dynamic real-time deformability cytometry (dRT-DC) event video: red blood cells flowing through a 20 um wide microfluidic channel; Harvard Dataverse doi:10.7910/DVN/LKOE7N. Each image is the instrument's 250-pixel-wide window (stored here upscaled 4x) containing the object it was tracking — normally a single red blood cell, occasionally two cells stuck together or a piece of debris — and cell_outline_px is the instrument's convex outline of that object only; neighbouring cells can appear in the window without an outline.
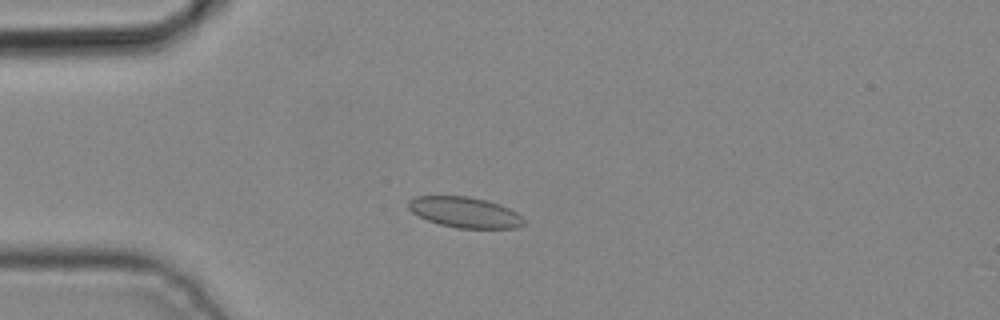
{"species": "common noctule bat (a hibernating species)", "species_latin": "Nyctalus noctula", "temperature_condition": "cold", "stored_images_in_passage": 4, "camera_frame_rate_fps": 3000, "um_per_image_px": 0.085, "animal": {"sex": "male", "body_mass_g": 19.2, "forearm_length_mm": 51.8}, "frame": {"image": 1, "passage_image": 3, "time_ms": 0.667, "image_size_px": [1000, 320], "cell_outline_px": [[524, 224], [516, 228], [456, 228], [440, 224], [428, 220], [412, 212], [408, 208], [408, 200], [416, 196], [468, 196], [500, 204], [516, 212], [524, 220]], "centroid_in_image_um": [39.49, 18.04], "position_along_channel_um": 45.5, "area_um2": 20.46}}